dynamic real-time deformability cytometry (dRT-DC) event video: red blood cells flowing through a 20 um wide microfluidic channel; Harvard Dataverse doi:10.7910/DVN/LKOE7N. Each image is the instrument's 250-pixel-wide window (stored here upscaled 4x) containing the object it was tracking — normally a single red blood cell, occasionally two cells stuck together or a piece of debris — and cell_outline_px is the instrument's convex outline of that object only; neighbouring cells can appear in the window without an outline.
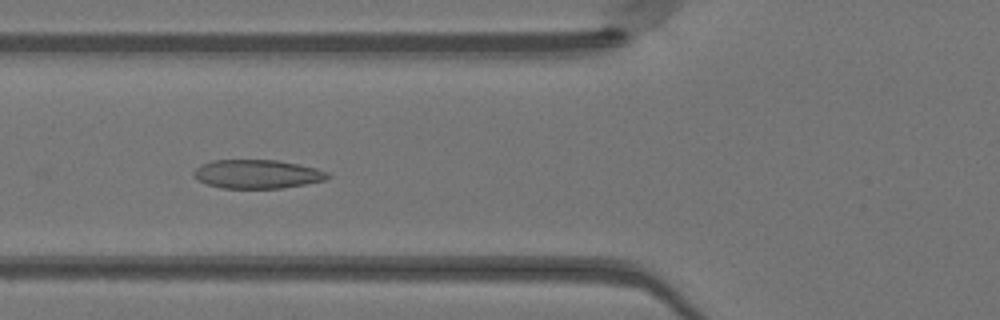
{"species": "Egyptian fruit bat (a non-hibernating species)", "species_latin": "Rousettus aegyptiacus", "temperature_condition": "warm", "stored_images_in_passage": 34, "camera_frame_rate_fps": 3000, "um_per_image_px": 0.085, "animal": {"sex": "female"}, "frame": {"image": 1, "passage_image": 7, "time_ms": 2.0, "image_size_px": [1000, 320], "cell_outline_px": [[332, 176], [324, 180], [304, 184], [280, 188], [220, 188], [208, 184], [192, 176], [192, 172], [200, 164], [212, 160], [276, 160], [316, 168], [328, 172]], "centroid_in_image_um": [21.83, 14.79], "position_along_channel_um": 104.0, "area_um2": 22.37}}
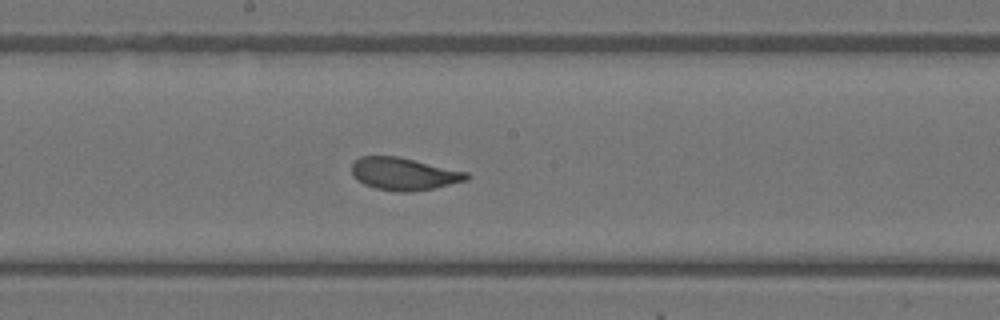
{"frame": {"image": 2, "passage_image": 15, "time_ms": 4.667, "image_size_px": [1000, 320], "cell_outline_px": [[468, 180], [436, 188], [412, 192], [396, 192], [376, 188], [364, 184], [356, 180], [352, 176], [352, 164], [360, 156], [396, 156], [468, 172]], "centroid_in_image_um": [34.32, 14.79], "position_along_channel_um": 213.9, "area_um2": 21.79}}
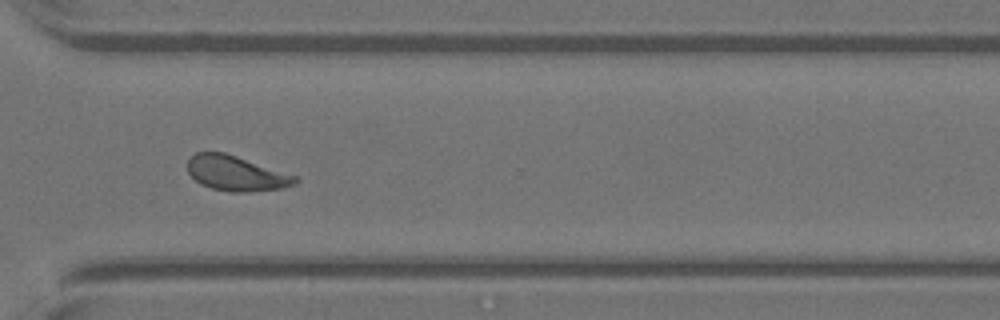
{"frame": {"image": 3, "passage_image": 25, "time_ms": 8.0, "image_size_px": [1000, 320], "cell_outline_px": [[300, 180], [296, 184], [284, 188], [248, 192], [232, 192], [212, 188], [200, 184], [188, 172], [188, 160], [196, 152], [224, 152], [296, 176]], "centroid_in_image_um": [20.08, 14.74], "position_along_channel_um": 350.5, "area_um2": 21.79}, "authors_computed_cell_mechanics": {"area_um2": 21.7906, "velocity_mm_per_s": 4.1104, "shape_relaxation_time_tau1_ms": 4.184, "shape_relaxation_time_tau2_ms": 0.9103, "deformation_change_tau1": 0.1504, "deformation_change_tau2": 0.0689}}